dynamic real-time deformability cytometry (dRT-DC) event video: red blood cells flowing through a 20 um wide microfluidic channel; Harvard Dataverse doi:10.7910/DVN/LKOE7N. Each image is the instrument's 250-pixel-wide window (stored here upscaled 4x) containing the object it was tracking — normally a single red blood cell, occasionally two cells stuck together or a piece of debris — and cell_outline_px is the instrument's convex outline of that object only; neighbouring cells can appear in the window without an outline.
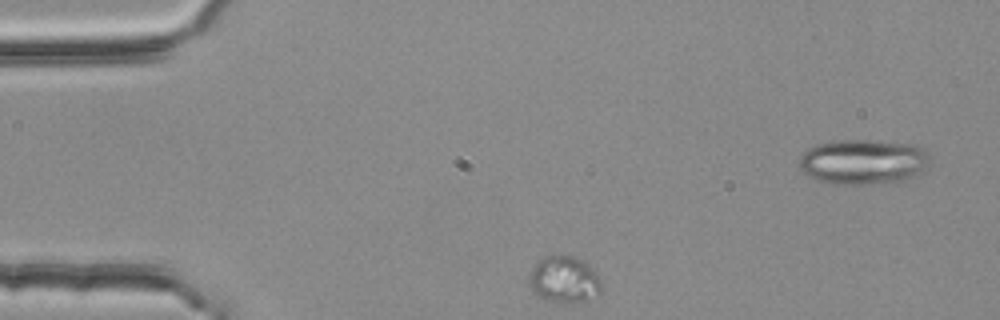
{"species": "common noctule bat (a hibernating species)", "species_latin": "Nyctalus noctula", "temperature_condition": "room temperature", "stored_images_in_passage": 3, "camera_frame_rate_fps": 3000, "um_per_image_px": 0.085, "animal": {"sex": "female", "body_mass_g": 25.1}, "frame": {"image": 1, "passage_image": 1, "time_ms": 0.0, "image_size_px": [1000, 320], "cell_outline_px": [[600, 296], [572, 304], [564, 304], [544, 300], [532, 292], [528, 284], [528, 280], [532, 268], [536, 260], [548, 256], [576, 256], [584, 260], [588, 264], [600, 280]], "centroid_in_image_um": [47.93, 23.8], "position_along_channel_um": 37.1, "area_um2": 20.11}}